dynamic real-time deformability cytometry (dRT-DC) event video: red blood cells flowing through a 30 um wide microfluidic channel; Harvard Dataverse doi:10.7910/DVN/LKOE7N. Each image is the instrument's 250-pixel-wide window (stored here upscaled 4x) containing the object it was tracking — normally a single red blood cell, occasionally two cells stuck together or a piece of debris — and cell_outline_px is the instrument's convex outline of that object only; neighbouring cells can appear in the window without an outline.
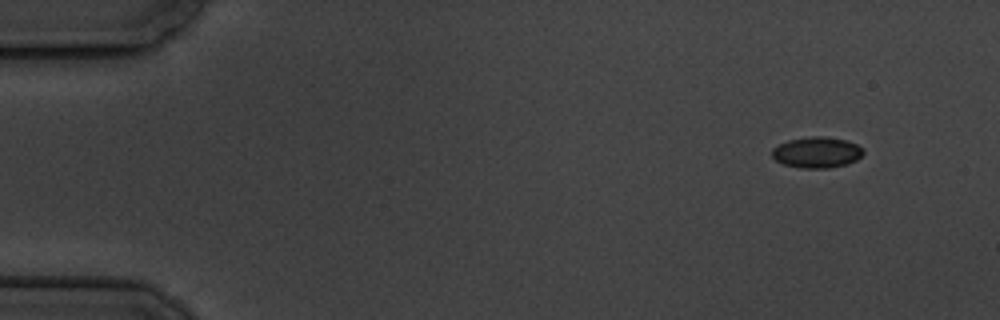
{"species": "common noctule bat (a hibernating species)", "species_latin": "Nyctalus noctula", "temperature_condition": "cold", "stored_images_in_passage": 6, "camera_frame_rate_fps": 3000, "um_per_image_px": 0.085, "animal": {"sex": "male", "body_mass_g": 19.5, "forearm_length_mm": 54.6}, "frame": {"image": 1, "passage_image": 1, "time_ms": 0.0, "image_size_px": [1000, 320], "cell_outline_px": [[864, 152], [856, 160], [848, 164], [828, 168], [800, 168], [784, 164], [776, 160], [772, 156], [772, 148], [788, 140], [808, 136], [824, 136], [848, 140], [864, 148]], "centroid_in_image_um": [69.45, 12.94], "position_along_channel_um": 15.6, "area_um2": 16.59}}
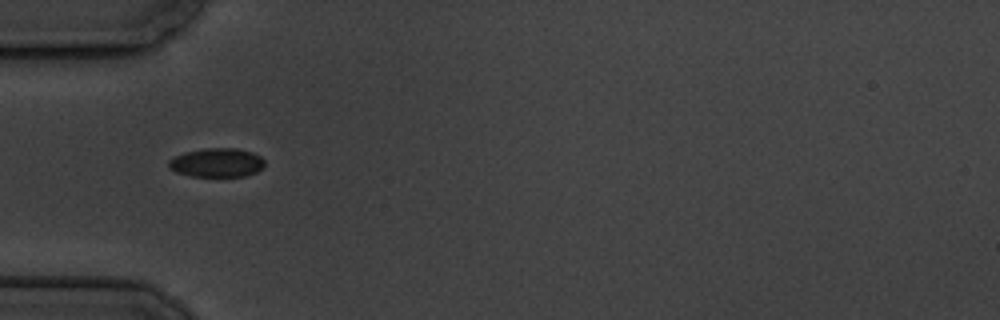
{"frame": {"image": 2, "passage_image": 5, "time_ms": 4.667, "image_size_px": [1000, 320], "cell_outline_px": [[264, 164], [256, 172], [244, 176], [192, 176], [176, 172], [168, 168], [168, 160], [184, 152], [204, 148], [236, 148], [252, 152], [260, 156], [264, 160]], "centroid_in_image_um": [18.4, 13.81], "position_along_channel_um": 66.6, "area_um2": 16.13}}
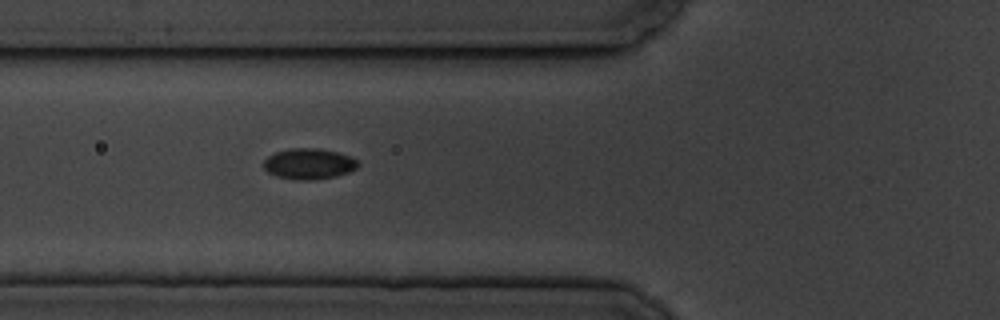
{"frame": {"image": 3, "passage_image": 6, "time_ms": 5.667, "image_size_px": [1000, 320], "cell_outline_px": [[360, 164], [356, 168], [348, 172], [336, 176], [312, 180], [296, 180], [276, 176], [268, 172], [264, 168], [264, 160], [268, 156], [276, 152], [288, 148], [320, 148], [352, 156]], "centroid_in_image_um": [26.26, 13.92], "position_along_channel_um": 99.5, "area_um2": 16.99}}